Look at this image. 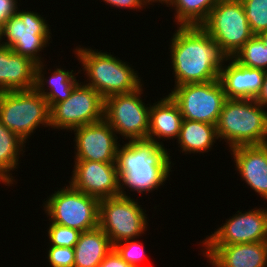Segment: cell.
<instances>
[{
    "label": "cell",
    "instance_id": "cell-17",
    "mask_svg": "<svg viewBox=\"0 0 267 267\" xmlns=\"http://www.w3.org/2000/svg\"><path fill=\"white\" fill-rule=\"evenodd\" d=\"M36 63L0 45V93L35 88Z\"/></svg>",
    "mask_w": 267,
    "mask_h": 267
},
{
    "label": "cell",
    "instance_id": "cell-2",
    "mask_svg": "<svg viewBox=\"0 0 267 267\" xmlns=\"http://www.w3.org/2000/svg\"><path fill=\"white\" fill-rule=\"evenodd\" d=\"M171 156L159 143L137 140L118 148L117 169L120 195L127 196L124 184L137 193L149 192L163 185L171 171ZM122 184V185H121Z\"/></svg>",
    "mask_w": 267,
    "mask_h": 267
},
{
    "label": "cell",
    "instance_id": "cell-33",
    "mask_svg": "<svg viewBox=\"0 0 267 267\" xmlns=\"http://www.w3.org/2000/svg\"><path fill=\"white\" fill-rule=\"evenodd\" d=\"M17 0H0V23H4L17 11Z\"/></svg>",
    "mask_w": 267,
    "mask_h": 267
},
{
    "label": "cell",
    "instance_id": "cell-21",
    "mask_svg": "<svg viewBox=\"0 0 267 267\" xmlns=\"http://www.w3.org/2000/svg\"><path fill=\"white\" fill-rule=\"evenodd\" d=\"M112 249L109 237L100 227L81 232L74 246V267H98Z\"/></svg>",
    "mask_w": 267,
    "mask_h": 267
},
{
    "label": "cell",
    "instance_id": "cell-7",
    "mask_svg": "<svg viewBox=\"0 0 267 267\" xmlns=\"http://www.w3.org/2000/svg\"><path fill=\"white\" fill-rule=\"evenodd\" d=\"M69 186L55 191L45 201L44 208L46 215L50 216V222L80 232L99 227L100 200Z\"/></svg>",
    "mask_w": 267,
    "mask_h": 267
},
{
    "label": "cell",
    "instance_id": "cell-35",
    "mask_svg": "<svg viewBox=\"0 0 267 267\" xmlns=\"http://www.w3.org/2000/svg\"><path fill=\"white\" fill-rule=\"evenodd\" d=\"M258 36L262 39L264 45L267 47V30L259 33Z\"/></svg>",
    "mask_w": 267,
    "mask_h": 267
},
{
    "label": "cell",
    "instance_id": "cell-4",
    "mask_svg": "<svg viewBox=\"0 0 267 267\" xmlns=\"http://www.w3.org/2000/svg\"><path fill=\"white\" fill-rule=\"evenodd\" d=\"M75 50L83 71H86L85 75L89 77L86 85L99 92L104 99L114 94L133 92L142 86L136 71L116 56L84 47Z\"/></svg>",
    "mask_w": 267,
    "mask_h": 267
},
{
    "label": "cell",
    "instance_id": "cell-15",
    "mask_svg": "<svg viewBox=\"0 0 267 267\" xmlns=\"http://www.w3.org/2000/svg\"><path fill=\"white\" fill-rule=\"evenodd\" d=\"M75 134V160L116 163L120 144L110 124L105 120L73 129Z\"/></svg>",
    "mask_w": 267,
    "mask_h": 267
},
{
    "label": "cell",
    "instance_id": "cell-18",
    "mask_svg": "<svg viewBox=\"0 0 267 267\" xmlns=\"http://www.w3.org/2000/svg\"><path fill=\"white\" fill-rule=\"evenodd\" d=\"M228 66L220 70L221 82L228 99H256L259 95L265 71L239 64L233 57Z\"/></svg>",
    "mask_w": 267,
    "mask_h": 267
},
{
    "label": "cell",
    "instance_id": "cell-5",
    "mask_svg": "<svg viewBox=\"0 0 267 267\" xmlns=\"http://www.w3.org/2000/svg\"><path fill=\"white\" fill-rule=\"evenodd\" d=\"M0 122L25 143L37 127H50V108L35 88L0 93Z\"/></svg>",
    "mask_w": 267,
    "mask_h": 267
},
{
    "label": "cell",
    "instance_id": "cell-26",
    "mask_svg": "<svg viewBox=\"0 0 267 267\" xmlns=\"http://www.w3.org/2000/svg\"><path fill=\"white\" fill-rule=\"evenodd\" d=\"M233 58L243 66L267 71V47L258 35H253Z\"/></svg>",
    "mask_w": 267,
    "mask_h": 267
},
{
    "label": "cell",
    "instance_id": "cell-27",
    "mask_svg": "<svg viewBox=\"0 0 267 267\" xmlns=\"http://www.w3.org/2000/svg\"><path fill=\"white\" fill-rule=\"evenodd\" d=\"M251 32L254 35L267 30V0H240Z\"/></svg>",
    "mask_w": 267,
    "mask_h": 267
},
{
    "label": "cell",
    "instance_id": "cell-37",
    "mask_svg": "<svg viewBox=\"0 0 267 267\" xmlns=\"http://www.w3.org/2000/svg\"><path fill=\"white\" fill-rule=\"evenodd\" d=\"M2 181V183H4L6 186H7V184L0 178V182Z\"/></svg>",
    "mask_w": 267,
    "mask_h": 267
},
{
    "label": "cell",
    "instance_id": "cell-3",
    "mask_svg": "<svg viewBox=\"0 0 267 267\" xmlns=\"http://www.w3.org/2000/svg\"><path fill=\"white\" fill-rule=\"evenodd\" d=\"M216 131L230 149L267 144V111L255 99H226Z\"/></svg>",
    "mask_w": 267,
    "mask_h": 267
},
{
    "label": "cell",
    "instance_id": "cell-9",
    "mask_svg": "<svg viewBox=\"0 0 267 267\" xmlns=\"http://www.w3.org/2000/svg\"><path fill=\"white\" fill-rule=\"evenodd\" d=\"M178 105L183 119L216 125L226 95L219 79L175 86L168 94Z\"/></svg>",
    "mask_w": 267,
    "mask_h": 267
},
{
    "label": "cell",
    "instance_id": "cell-31",
    "mask_svg": "<svg viewBox=\"0 0 267 267\" xmlns=\"http://www.w3.org/2000/svg\"><path fill=\"white\" fill-rule=\"evenodd\" d=\"M107 4H110L115 7L122 8H129V9H141L147 3L150 5L151 3L158 2L157 0H103ZM151 2V3H150Z\"/></svg>",
    "mask_w": 267,
    "mask_h": 267
},
{
    "label": "cell",
    "instance_id": "cell-22",
    "mask_svg": "<svg viewBox=\"0 0 267 267\" xmlns=\"http://www.w3.org/2000/svg\"><path fill=\"white\" fill-rule=\"evenodd\" d=\"M43 66V62L41 64H36L35 89L44 96L48 102L49 108H51L55 103L65 101L78 84V81L74 75L76 73H72L74 72L73 70L69 72L61 68L55 69L52 73L53 75L51 74V77H49L50 79L46 80L42 73ZM45 82L49 84V92H45V90H47V88L45 89L44 87L46 84Z\"/></svg>",
    "mask_w": 267,
    "mask_h": 267
},
{
    "label": "cell",
    "instance_id": "cell-16",
    "mask_svg": "<svg viewBox=\"0 0 267 267\" xmlns=\"http://www.w3.org/2000/svg\"><path fill=\"white\" fill-rule=\"evenodd\" d=\"M204 256L214 267H267V242L205 245Z\"/></svg>",
    "mask_w": 267,
    "mask_h": 267
},
{
    "label": "cell",
    "instance_id": "cell-30",
    "mask_svg": "<svg viewBox=\"0 0 267 267\" xmlns=\"http://www.w3.org/2000/svg\"><path fill=\"white\" fill-rule=\"evenodd\" d=\"M50 247L47 258L52 267H74V248Z\"/></svg>",
    "mask_w": 267,
    "mask_h": 267
},
{
    "label": "cell",
    "instance_id": "cell-28",
    "mask_svg": "<svg viewBox=\"0 0 267 267\" xmlns=\"http://www.w3.org/2000/svg\"><path fill=\"white\" fill-rule=\"evenodd\" d=\"M81 232L74 228L51 223L48 228L50 246L74 248Z\"/></svg>",
    "mask_w": 267,
    "mask_h": 267
},
{
    "label": "cell",
    "instance_id": "cell-1",
    "mask_svg": "<svg viewBox=\"0 0 267 267\" xmlns=\"http://www.w3.org/2000/svg\"><path fill=\"white\" fill-rule=\"evenodd\" d=\"M170 46L175 86L219 79L228 58L201 26H178Z\"/></svg>",
    "mask_w": 267,
    "mask_h": 267
},
{
    "label": "cell",
    "instance_id": "cell-34",
    "mask_svg": "<svg viewBox=\"0 0 267 267\" xmlns=\"http://www.w3.org/2000/svg\"><path fill=\"white\" fill-rule=\"evenodd\" d=\"M255 100L263 107H267V71H265L261 91Z\"/></svg>",
    "mask_w": 267,
    "mask_h": 267
},
{
    "label": "cell",
    "instance_id": "cell-19",
    "mask_svg": "<svg viewBox=\"0 0 267 267\" xmlns=\"http://www.w3.org/2000/svg\"><path fill=\"white\" fill-rule=\"evenodd\" d=\"M230 151L242 179L267 200V144L237 146Z\"/></svg>",
    "mask_w": 267,
    "mask_h": 267
},
{
    "label": "cell",
    "instance_id": "cell-6",
    "mask_svg": "<svg viewBox=\"0 0 267 267\" xmlns=\"http://www.w3.org/2000/svg\"><path fill=\"white\" fill-rule=\"evenodd\" d=\"M201 27L227 58L233 57L254 35L240 0H220Z\"/></svg>",
    "mask_w": 267,
    "mask_h": 267
},
{
    "label": "cell",
    "instance_id": "cell-14",
    "mask_svg": "<svg viewBox=\"0 0 267 267\" xmlns=\"http://www.w3.org/2000/svg\"><path fill=\"white\" fill-rule=\"evenodd\" d=\"M267 242V208L238 211L217 231L202 241L204 245H233Z\"/></svg>",
    "mask_w": 267,
    "mask_h": 267
},
{
    "label": "cell",
    "instance_id": "cell-20",
    "mask_svg": "<svg viewBox=\"0 0 267 267\" xmlns=\"http://www.w3.org/2000/svg\"><path fill=\"white\" fill-rule=\"evenodd\" d=\"M157 103V104H156ZM150 105L149 110V129L147 140L163 144L157 141L159 138H178L180 134L183 116L180 113L178 105L167 95L160 101ZM157 139H155L156 137Z\"/></svg>",
    "mask_w": 267,
    "mask_h": 267
},
{
    "label": "cell",
    "instance_id": "cell-25",
    "mask_svg": "<svg viewBox=\"0 0 267 267\" xmlns=\"http://www.w3.org/2000/svg\"><path fill=\"white\" fill-rule=\"evenodd\" d=\"M24 141L0 122V178L8 184H13L10 171L18 166L19 154L23 151ZM22 147V148H21Z\"/></svg>",
    "mask_w": 267,
    "mask_h": 267
},
{
    "label": "cell",
    "instance_id": "cell-29",
    "mask_svg": "<svg viewBox=\"0 0 267 267\" xmlns=\"http://www.w3.org/2000/svg\"><path fill=\"white\" fill-rule=\"evenodd\" d=\"M125 240L117 243L113 246L116 252L121 256V258L132 267H140V262L144 259L145 255L144 247L141 243ZM124 243V244H123Z\"/></svg>",
    "mask_w": 267,
    "mask_h": 267
},
{
    "label": "cell",
    "instance_id": "cell-23",
    "mask_svg": "<svg viewBox=\"0 0 267 267\" xmlns=\"http://www.w3.org/2000/svg\"><path fill=\"white\" fill-rule=\"evenodd\" d=\"M215 139H218L216 125L183 119L177 141L182 153H204L211 149Z\"/></svg>",
    "mask_w": 267,
    "mask_h": 267
},
{
    "label": "cell",
    "instance_id": "cell-32",
    "mask_svg": "<svg viewBox=\"0 0 267 267\" xmlns=\"http://www.w3.org/2000/svg\"><path fill=\"white\" fill-rule=\"evenodd\" d=\"M98 267H132L126 263L113 248L99 264Z\"/></svg>",
    "mask_w": 267,
    "mask_h": 267
},
{
    "label": "cell",
    "instance_id": "cell-36",
    "mask_svg": "<svg viewBox=\"0 0 267 267\" xmlns=\"http://www.w3.org/2000/svg\"><path fill=\"white\" fill-rule=\"evenodd\" d=\"M2 28H3V24L2 23H0V42H1V39H2ZM0 45H1V43H0Z\"/></svg>",
    "mask_w": 267,
    "mask_h": 267
},
{
    "label": "cell",
    "instance_id": "cell-13",
    "mask_svg": "<svg viewBox=\"0 0 267 267\" xmlns=\"http://www.w3.org/2000/svg\"><path fill=\"white\" fill-rule=\"evenodd\" d=\"M72 178L74 189L99 200L120 195V178L116 163L74 160Z\"/></svg>",
    "mask_w": 267,
    "mask_h": 267
},
{
    "label": "cell",
    "instance_id": "cell-8",
    "mask_svg": "<svg viewBox=\"0 0 267 267\" xmlns=\"http://www.w3.org/2000/svg\"><path fill=\"white\" fill-rule=\"evenodd\" d=\"M130 196H114L99 201V227L114 246L140 236L147 229L144 209Z\"/></svg>",
    "mask_w": 267,
    "mask_h": 267
},
{
    "label": "cell",
    "instance_id": "cell-12",
    "mask_svg": "<svg viewBox=\"0 0 267 267\" xmlns=\"http://www.w3.org/2000/svg\"><path fill=\"white\" fill-rule=\"evenodd\" d=\"M104 119V98L91 86L78 83L70 96L50 108V127L73 130Z\"/></svg>",
    "mask_w": 267,
    "mask_h": 267
},
{
    "label": "cell",
    "instance_id": "cell-10",
    "mask_svg": "<svg viewBox=\"0 0 267 267\" xmlns=\"http://www.w3.org/2000/svg\"><path fill=\"white\" fill-rule=\"evenodd\" d=\"M142 86L130 93L114 94L104 99V119L115 133L130 141L147 140L149 110L141 100Z\"/></svg>",
    "mask_w": 267,
    "mask_h": 267
},
{
    "label": "cell",
    "instance_id": "cell-11",
    "mask_svg": "<svg viewBox=\"0 0 267 267\" xmlns=\"http://www.w3.org/2000/svg\"><path fill=\"white\" fill-rule=\"evenodd\" d=\"M49 24L36 12L17 11L4 23L2 36L6 42L3 46L10 47L15 53L30 58L36 64H41L39 51L47 46L50 36ZM38 55V56H37Z\"/></svg>",
    "mask_w": 267,
    "mask_h": 267
},
{
    "label": "cell",
    "instance_id": "cell-24",
    "mask_svg": "<svg viewBox=\"0 0 267 267\" xmlns=\"http://www.w3.org/2000/svg\"><path fill=\"white\" fill-rule=\"evenodd\" d=\"M161 4L175 7V19L179 26H201L211 9L220 0H158Z\"/></svg>",
    "mask_w": 267,
    "mask_h": 267
}]
</instances>
